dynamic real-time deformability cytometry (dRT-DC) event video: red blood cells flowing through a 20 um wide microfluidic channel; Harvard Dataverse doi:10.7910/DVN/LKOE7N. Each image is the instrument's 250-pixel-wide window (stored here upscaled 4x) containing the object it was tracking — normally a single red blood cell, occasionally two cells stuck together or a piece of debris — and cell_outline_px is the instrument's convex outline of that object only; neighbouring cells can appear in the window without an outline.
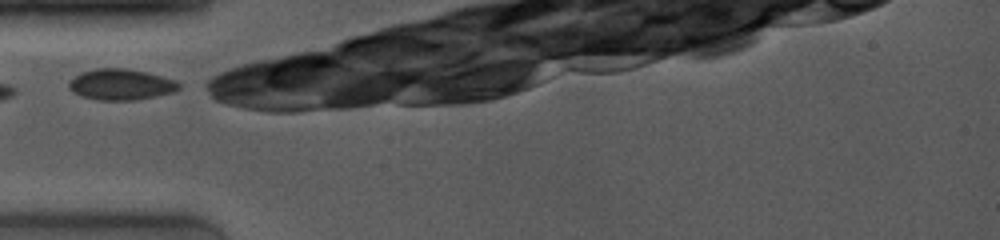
{"species": "common noctule bat (a hibernating species)", "species_latin": "Nyctalus noctula", "temperature_condition": "room temperature", "stored_images_in_passage": 16, "camera_frame_rate_fps": 4000, "um_per_image_px": 0.085, "animal": {"sex": "female", "body_mass_g": 19.0, "forearm_length_mm": 53.3}, "frame": {"image": 1, "passage_image": 1, "time_ms": 0.0, "image_size_px": [1000, 240], "cell_outline_px": [[180, 88], [172, 92], [156, 96], [136, 100], [96, 100], [80, 96], [72, 92], [68, 88], [68, 80], [80, 72], [96, 68], [128, 68], [148, 72], [176, 80], [180, 84]], "centroid_in_image_um": [10.24, 7.17], "position_along_channel_um": 74.8, "area_um2": 20.23}}